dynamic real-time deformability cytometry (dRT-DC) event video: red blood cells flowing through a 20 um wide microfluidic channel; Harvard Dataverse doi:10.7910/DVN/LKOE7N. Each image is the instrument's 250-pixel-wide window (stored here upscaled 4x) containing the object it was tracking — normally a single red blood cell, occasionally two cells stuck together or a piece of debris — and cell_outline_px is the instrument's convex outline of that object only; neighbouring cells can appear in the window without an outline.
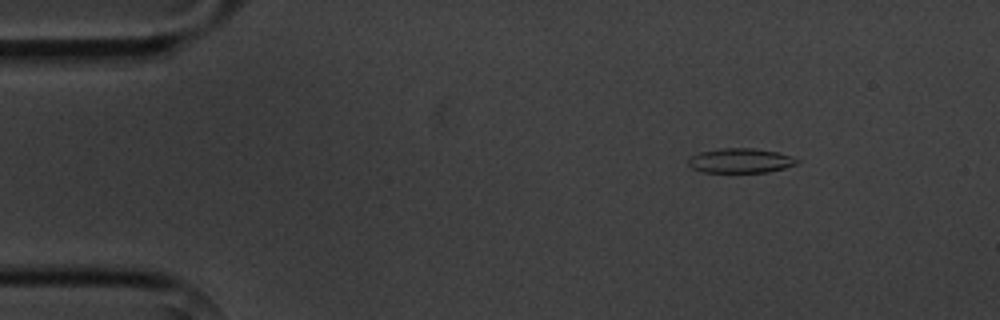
{"species": "common noctule bat (a hibernating species)", "species_latin": "Nyctalus noctula", "temperature_condition": "cold", "stored_images_in_passage": 5, "camera_frame_rate_fps": 3000, "um_per_image_px": 0.085, "animal": {"sex": "male", "body_mass_g": 20.1, "forearm_length_mm": 53.5}, "frame": {"image": 1, "passage_image": 2, "time_ms": 1.333, "image_size_px": [1000, 320], "cell_outline_px": [[800, 160], [796, 164], [784, 168], [768, 172], [704, 172], [692, 168], [688, 164], [688, 160], [692, 156], [700, 152], [720, 148], [756, 148], [776, 152]], "centroid_in_image_um": [62.92, 13.65], "position_along_channel_um": 22.1, "area_um2": 15.43}}